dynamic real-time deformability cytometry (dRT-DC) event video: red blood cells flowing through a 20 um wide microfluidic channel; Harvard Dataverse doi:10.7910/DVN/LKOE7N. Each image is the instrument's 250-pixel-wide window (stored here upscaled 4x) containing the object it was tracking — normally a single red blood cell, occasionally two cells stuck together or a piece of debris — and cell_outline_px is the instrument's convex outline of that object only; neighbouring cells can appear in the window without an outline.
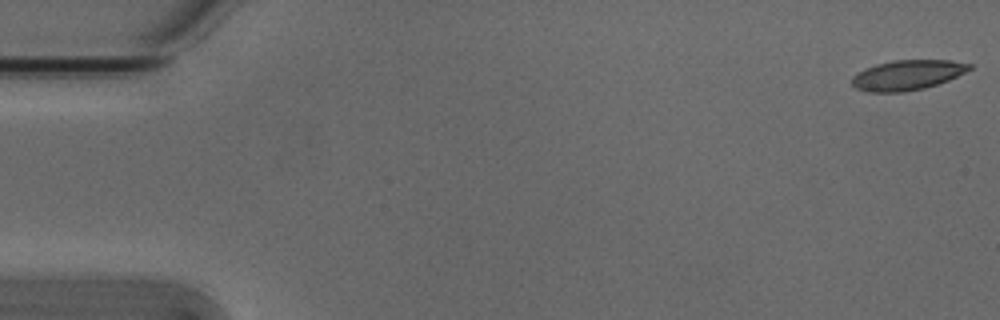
{"species": "Egyptian fruit bat (a non-hibernating species)", "species_latin": "Rousettus aegyptiacus", "temperature_condition": "cold", "stored_images_in_passage": 22, "camera_frame_rate_fps": 3000, "um_per_image_px": 0.085, "animal": {"sex": "male"}, "frame": {"image": 1, "passage_image": 1, "time_ms": 0.0, "image_size_px": [1000, 320], "cell_outline_px": [[972, 68], [948, 80], [924, 88], [904, 92], [868, 92], [856, 88], [852, 84], [852, 76], [856, 72], [864, 68], [876, 64], [892, 60], [952, 60], [972, 64]], "centroid_in_image_um": [77.09, 6.37], "position_along_channel_um": 7.9, "area_um2": 20.58}}
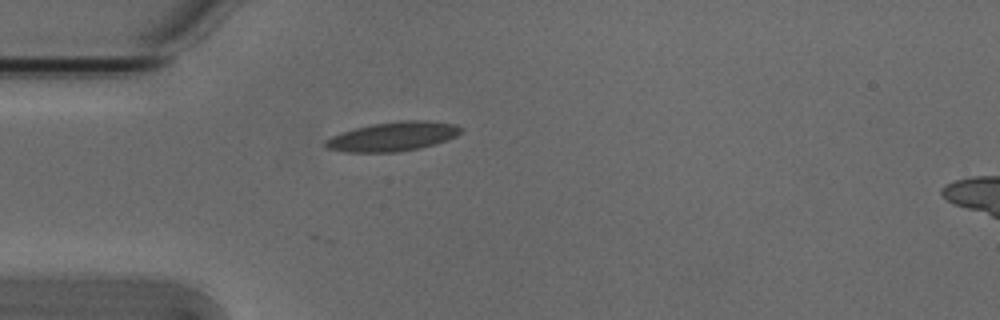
{"frame": {"image": 2, "passage_image": 15, "time_ms": 4.667, "image_size_px": [1000, 320], "cell_outline_px": [[464, 128], [456, 136], [448, 140], [436, 144], [420, 148], [396, 152], [344, 152], [324, 148], [324, 140], [340, 132], [372, 124], [400, 120], [428, 120], [456, 124]], "centroid_in_image_um": [33.4, 11.6], "position_along_channel_um": 51.6, "area_um2": 23.35}}
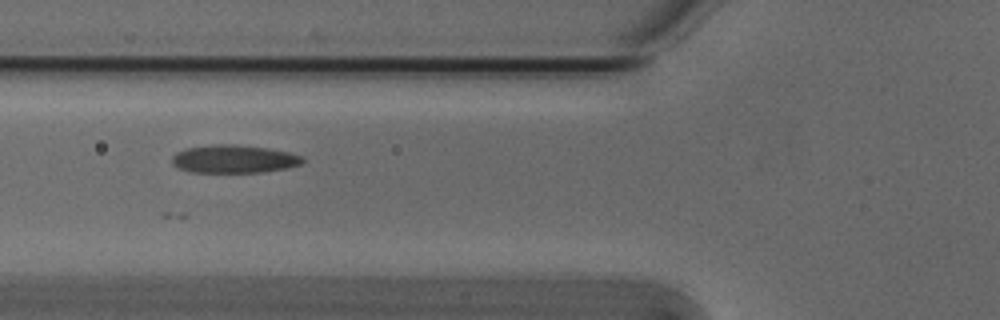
{"frame": {"image": 3, "passage_image": 20, "time_ms": 6.333, "image_size_px": [1000, 320], "cell_outline_px": [[304, 160], [300, 164], [288, 168], [264, 172], [192, 172], [176, 168], [172, 164], [172, 156], [176, 152], [184, 148], [216, 144], [232, 144], [268, 148], [288, 152], [304, 156]], "centroid_in_image_um": [19.87, 13.51], "position_along_channel_um": 105.9, "area_um2": 21.5}}